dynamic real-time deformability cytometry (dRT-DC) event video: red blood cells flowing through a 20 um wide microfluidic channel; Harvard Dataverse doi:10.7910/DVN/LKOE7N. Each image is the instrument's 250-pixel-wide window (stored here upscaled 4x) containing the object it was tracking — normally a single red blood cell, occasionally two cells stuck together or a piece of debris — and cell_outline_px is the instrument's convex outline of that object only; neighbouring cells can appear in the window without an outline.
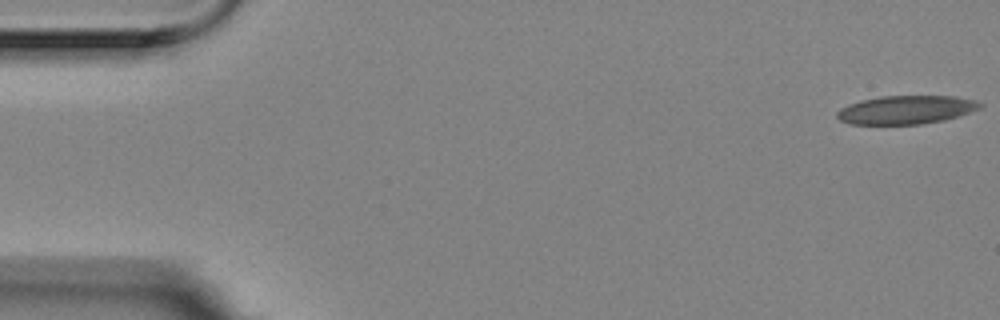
{"species": "Egyptian fruit bat (a non-hibernating species)", "species_latin": "Rousettus aegyptiacus", "temperature_condition": "room temperature", "stored_images_in_passage": 56, "camera_frame_rate_fps": 3000, "um_per_image_px": 0.085, "animal": {"sex": "female"}, "frame": {"image": 1, "passage_image": 1, "time_ms": 0.0, "image_size_px": [1000, 320], "cell_outline_px": [[984, 104], [980, 108], [944, 120], [920, 124], [848, 124], [840, 120], [836, 116], [836, 112], [840, 108], [848, 104], [860, 100], [880, 96], [956, 96], [976, 100]], "centroid_in_image_um": [76.98, 9.32], "position_along_channel_um": 8.0, "area_um2": 23.76}}
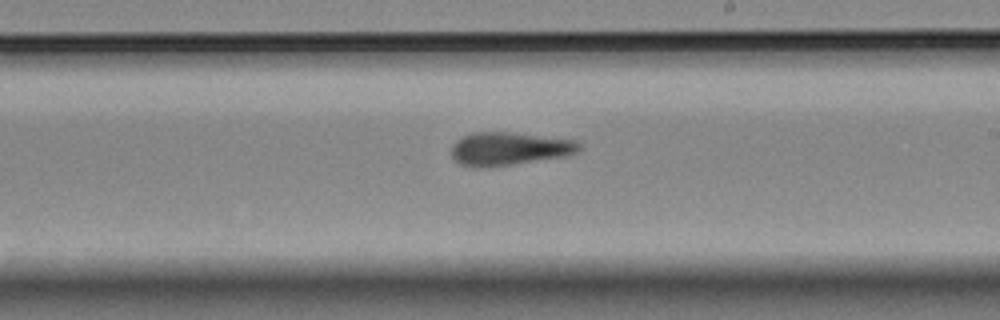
{"frame": {"image": 2, "passage_image": 32, "time_ms": 10.333, "image_size_px": [1000, 320], "cell_outline_px": [[584, 148], [580, 152], [564, 156], [508, 164], [460, 164], [452, 156], [452, 144], [460, 136], [472, 132], [516, 132], [580, 140]], "centroid_in_image_um": [43.41, 12.56], "position_along_channel_um": 245.6, "area_um2": 24.28}}
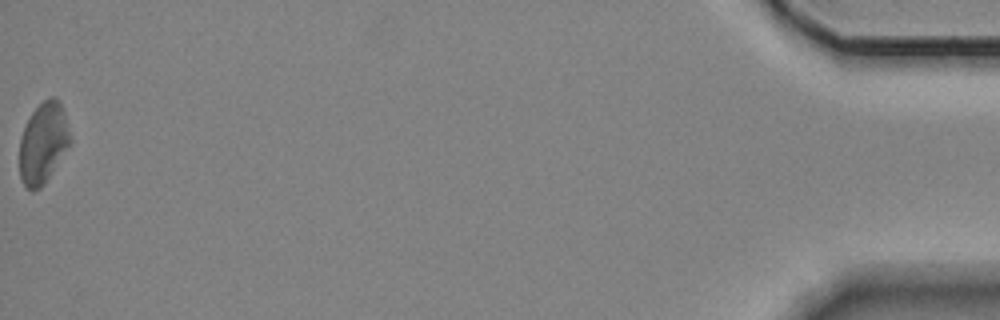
{"frame": {"image": 3, "passage_image": 56, "time_ms": 18.333, "image_size_px": [1000, 320], "cell_outline_px": [[72, 140], [44, 184], [40, 188], [32, 192], [20, 180], [20, 136], [32, 112], [44, 100], [52, 96], [56, 96], [60, 100], [64, 112]], "centroid_in_image_um": [3.67, 12.14], "position_along_channel_um": 431.5, "area_um2": 23.7}, "authors_computed_cell_mechanics": {"area_um2": 24.3338, "velocity_mm_per_s": 3.5432, "shape_relaxation_time_tau1_ms": null, "shape_relaxation_time_tau2_ms": 10.5423, "deformation_change_tau1": null, "deformation_change_tau2": 0.2093}}